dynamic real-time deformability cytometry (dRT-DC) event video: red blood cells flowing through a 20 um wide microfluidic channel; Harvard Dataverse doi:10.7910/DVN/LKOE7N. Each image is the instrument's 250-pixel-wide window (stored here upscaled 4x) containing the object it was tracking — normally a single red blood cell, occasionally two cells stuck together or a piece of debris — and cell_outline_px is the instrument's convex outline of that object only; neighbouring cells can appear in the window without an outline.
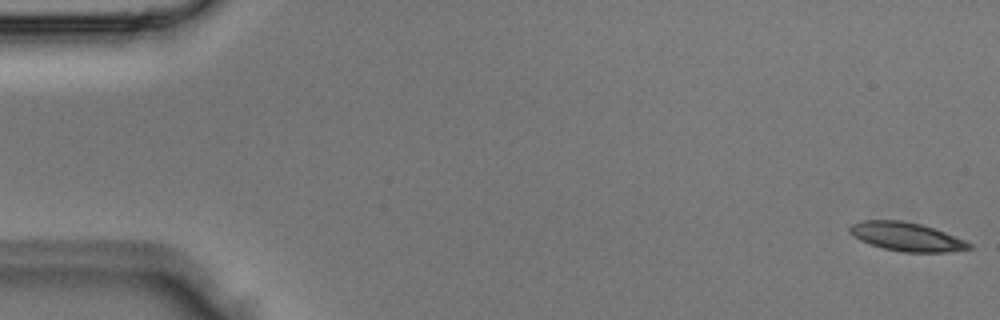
{"species": "Egyptian fruit bat (a non-hibernating species)", "species_latin": "Rousettus aegyptiacus", "temperature_condition": "room temperature", "stored_images_in_passage": 4, "camera_frame_rate_fps": 3000, "um_per_image_px": 0.085, "animal": {"sex": "male"}, "frame": {"image": 1, "passage_image": 1, "time_ms": 0.0, "image_size_px": [1000, 320], "cell_outline_px": [[972, 248], [944, 252], [904, 252], [884, 248], [860, 240], [852, 236], [848, 232], [848, 228], [852, 224], [864, 220], [900, 220], [920, 224], [944, 232], [964, 240], [972, 244]], "centroid_in_image_um": [77.02, 20.11], "position_along_channel_um": 8.0, "area_um2": 19.65}}